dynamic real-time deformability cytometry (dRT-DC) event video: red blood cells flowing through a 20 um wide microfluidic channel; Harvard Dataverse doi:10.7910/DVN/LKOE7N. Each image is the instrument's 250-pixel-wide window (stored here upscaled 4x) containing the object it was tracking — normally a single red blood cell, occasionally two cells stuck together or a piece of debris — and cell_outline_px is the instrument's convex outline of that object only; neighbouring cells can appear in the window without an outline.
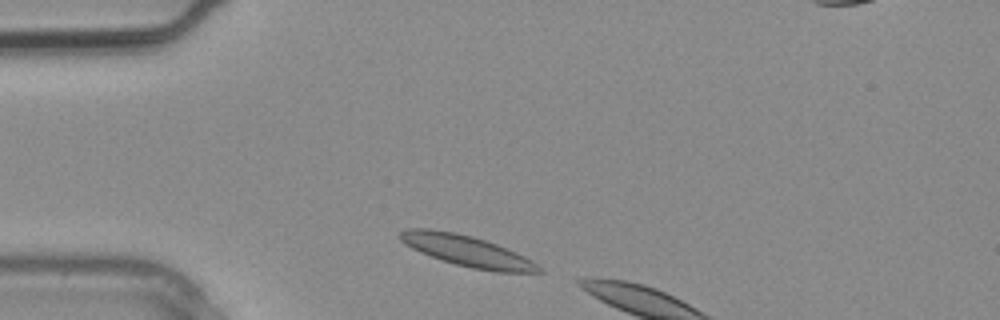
{"species": "common noctule bat (a hibernating species)", "species_latin": "Nyctalus noctula", "temperature_condition": "warm", "stored_images_in_passage": 3, "camera_frame_rate_fps": 3000, "um_per_image_px": 0.085, "animal": {"sex": "male", "body_mass_g": 20.4}, "frame": {"image": 1, "passage_image": 1, "time_ms": 0.0, "image_size_px": [1000, 320], "cell_outline_px": [[544, 272], [496, 272], [472, 268], [456, 264], [420, 252], [412, 248], [400, 240], [400, 232], [408, 228], [428, 228], [456, 232], [472, 236], [496, 244], [516, 252], [532, 260], [544, 268]], "centroid_in_image_um": [39.74, 21.33], "position_along_channel_um": 45.3, "area_um2": 24.85}}